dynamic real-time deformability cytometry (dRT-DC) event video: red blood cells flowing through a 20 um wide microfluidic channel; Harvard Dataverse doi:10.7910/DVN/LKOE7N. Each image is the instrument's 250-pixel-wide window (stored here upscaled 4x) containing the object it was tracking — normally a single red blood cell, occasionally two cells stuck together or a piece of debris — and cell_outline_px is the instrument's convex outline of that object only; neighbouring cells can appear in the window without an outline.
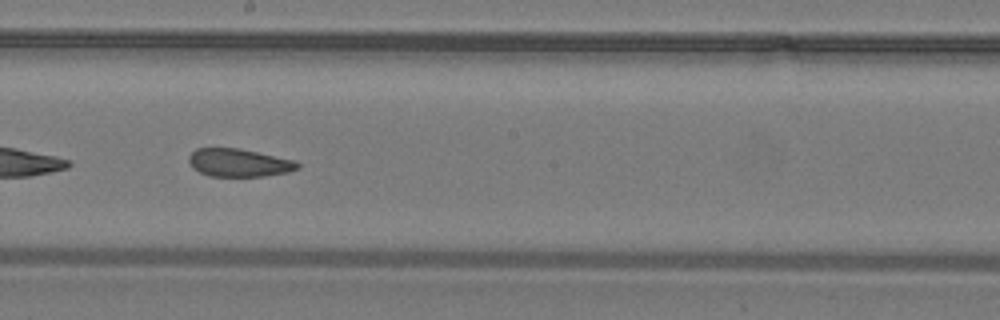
{"species": "common noctule bat (a hibernating species)", "species_latin": "Nyctalus noctula", "temperature_condition": "warm", "stored_images_in_passage": 40, "camera_frame_rate_fps": 3000, "um_per_image_px": 0.085, "animal": {"sex": "male", "body_mass_g": 19.2, "forearm_length_mm": 51.8}, "frame": {"image": 1, "passage_image": 23, "time_ms": 7.333, "image_size_px": [1000, 320], "cell_outline_px": [[300, 168], [288, 172], [264, 176], [208, 176], [192, 168], [188, 160], [188, 156], [196, 148], [240, 148], [296, 160], [300, 164]], "centroid_in_image_um": [20.32, 13.83], "position_along_channel_um": 227.9, "area_um2": 17.92}}